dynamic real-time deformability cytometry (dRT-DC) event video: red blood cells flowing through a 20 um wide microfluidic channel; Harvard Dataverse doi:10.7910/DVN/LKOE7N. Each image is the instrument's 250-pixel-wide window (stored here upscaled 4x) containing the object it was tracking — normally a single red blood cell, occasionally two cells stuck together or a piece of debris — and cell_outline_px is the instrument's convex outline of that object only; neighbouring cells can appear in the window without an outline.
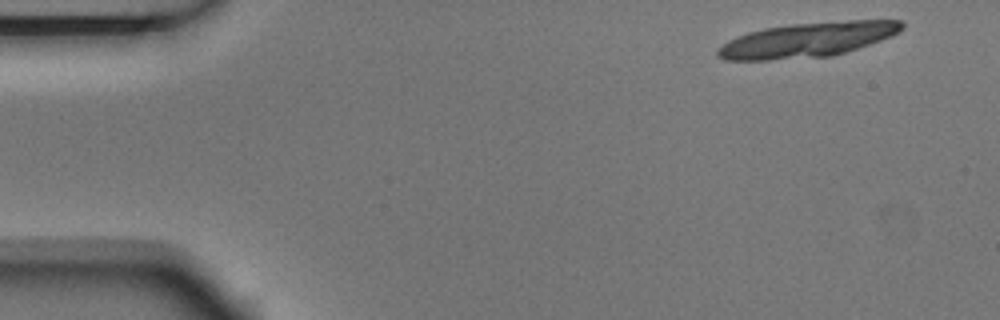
{"species": "Egyptian fruit bat (a non-hibernating species)", "species_latin": "Rousettus aegyptiacus", "temperature_condition": "room temperature", "stored_images_in_passage": 8, "segment_of_instrument_passage": [1, 2], "camera_frame_rate_fps": 3000, "um_per_image_px": 0.085, "animal": {"sex": "male"}, "frame": {"image": 1, "passage_image": 1, "time_ms": 0.0, "image_size_px": [1000, 320], "cell_outline_px": [[904, 28], [880, 40], [832, 56], [768, 60], [724, 60], [716, 56], [716, 48], [728, 40], [736, 36], [748, 32], [764, 28], [788, 24], [848, 20], [900, 20], [904, 24]], "centroid_in_image_um": [68.54, 3.38], "position_along_channel_um": 16.5, "area_um2": 37.17}}